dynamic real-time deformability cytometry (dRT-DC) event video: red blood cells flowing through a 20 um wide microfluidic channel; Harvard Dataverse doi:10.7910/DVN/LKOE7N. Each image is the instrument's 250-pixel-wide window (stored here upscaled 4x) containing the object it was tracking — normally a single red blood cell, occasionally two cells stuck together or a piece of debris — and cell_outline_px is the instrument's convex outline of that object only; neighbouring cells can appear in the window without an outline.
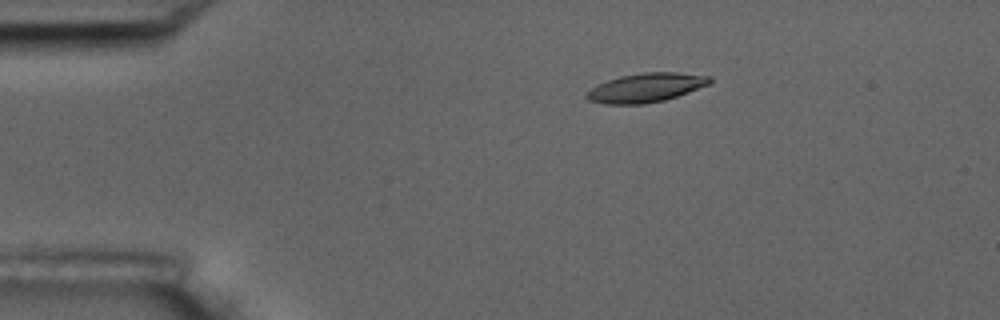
{"species": "common noctule bat (a hibernating species)", "species_latin": "Nyctalus noctula", "temperature_condition": "room temperature", "stored_images_in_passage": 9, "camera_frame_rate_fps": 3000, "um_per_image_px": 0.085, "animal": {"sex": "male", "body_mass_g": 17.5, "forearm_length_mm": 52.3}, "frame": {"image": 1, "passage_image": 2, "time_ms": 1.0, "image_size_px": [1000, 320], "cell_outline_px": [[712, 80], [708, 84], [688, 92], [664, 100], [644, 104], [604, 104], [588, 100], [584, 96], [592, 88], [608, 80], [620, 76], [644, 72], [676, 72], [712, 76]], "centroid_in_image_um": [54.91, 7.45], "position_along_channel_um": 30.1, "area_um2": 20.63}}
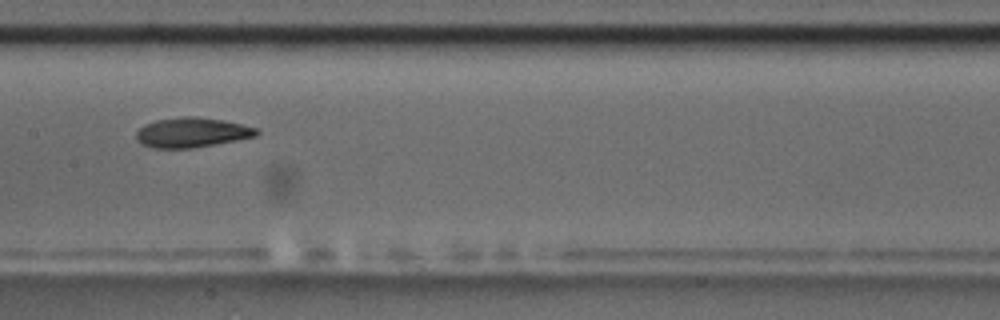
{"frame": {"image": 2, "passage_image": 7, "time_ms": 7.0, "image_size_px": [1000, 320], "cell_outline_px": [[260, 132], [256, 136], [236, 140], [192, 148], [152, 148], [140, 144], [136, 140], [136, 132], [144, 124], [156, 120], [184, 116], [196, 116], [224, 120], [256, 128]], "centroid_in_image_um": [16.26, 11.26], "position_along_channel_um": 191.1, "area_um2": 20.92}}
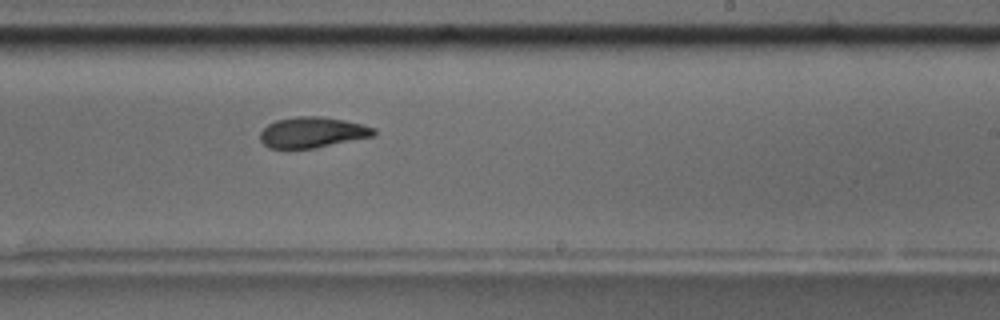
{"frame": {"image": 3, "passage_image": 9, "time_ms": 9.0, "image_size_px": [1000, 320], "cell_outline_px": [[376, 136], [316, 148], [268, 148], [260, 140], [260, 132], [268, 124], [276, 120], [296, 116], [320, 116], [344, 120], [376, 128]], "centroid_in_image_um": [26.57, 11.25], "position_along_channel_um": 262.4, "area_um2": 20.46}}